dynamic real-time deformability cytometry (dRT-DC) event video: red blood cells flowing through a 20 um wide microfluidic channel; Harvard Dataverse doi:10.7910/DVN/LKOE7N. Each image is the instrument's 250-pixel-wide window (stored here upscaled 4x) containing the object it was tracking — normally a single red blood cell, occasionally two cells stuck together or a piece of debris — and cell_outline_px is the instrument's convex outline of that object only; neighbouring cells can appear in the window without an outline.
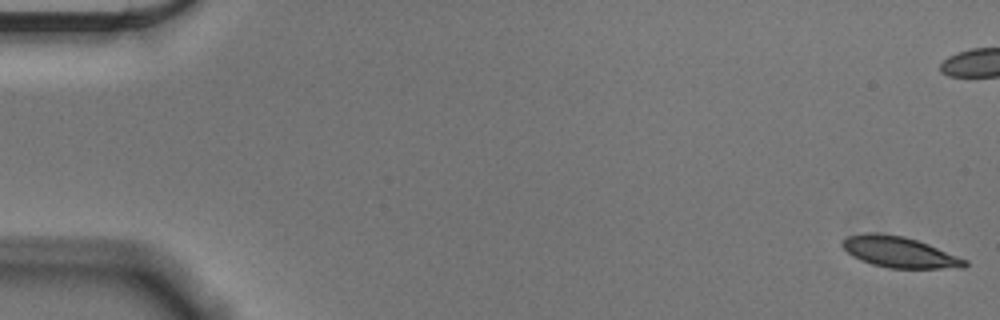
{"species": "Egyptian fruit bat (a non-hibernating species)", "species_latin": "Rousettus aegyptiacus", "temperature_condition": "cold", "stored_images_in_passage": 57, "camera_frame_rate_fps": 3000, "um_per_image_px": 0.085, "animal": {"sex": "male"}, "frame": {"image": 1, "passage_image": 1, "time_ms": 0.0, "image_size_px": [1000, 320], "cell_outline_px": [[968, 264], [964, 268], [888, 268], [872, 264], [860, 260], [852, 256], [840, 244], [848, 236], [864, 232], [876, 232], [904, 236], [928, 244], [968, 260]], "centroid_in_image_um": [76.44, 21.43], "position_along_channel_um": 8.6, "area_um2": 22.08}}
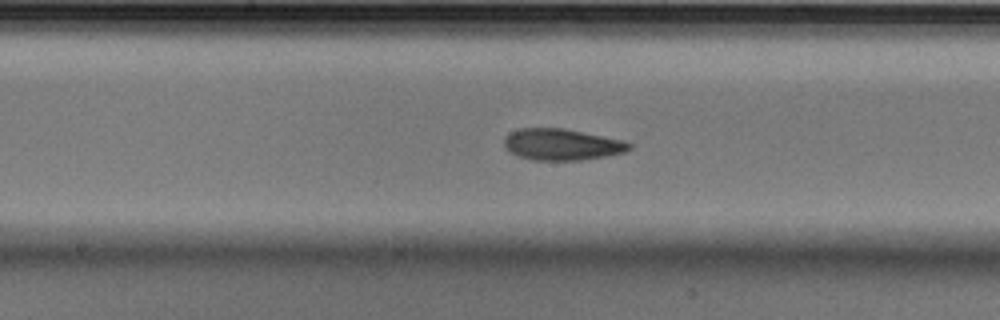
{"frame": {"image": 2, "passage_image": 29, "time_ms": 9.333, "image_size_px": [1000, 320], "cell_outline_px": [[632, 148], [624, 152], [608, 156], [580, 160], [532, 160], [516, 156], [508, 152], [504, 148], [504, 140], [512, 132], [520, 128], [564, 128], [624, 140], [632, 144]], "centroid_in_image_um": [47.76, 12.29], "position_along_channel_um": 200.4, "area_um2": 23.06}}
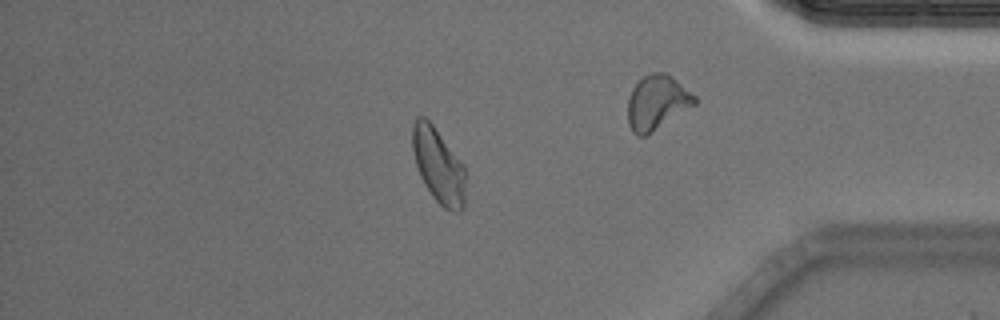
{"frame": {"image": 3, "passage_image": 48, "time_ms": 15.667, "image_size_px": [1000, 320], "cell_outline_px": [[464, 208], [460, 212], [452, 212], [444, 208], [432, 196], [424, 184], [420, 176], [416, 164], [412, 148], [412, 124], [416, 116], [424, 116], [432, 124], [464, 164]], "centroid_in_image_um": [37.25, 14.07], "position_along_channel_um": 397.9, "area_um2": 23.18}, "authors_computed_cell_mechanics": {"area_um2": 22.7732, "velocity_mm_per_s": 3.6017, "shape_relaxation_time_tau1_ms": 3.8513, "shape_relaxation_time_tau2_ms": 2.2001, "deformation_change_tau1": 0.1224, "deformation_change_tau2": 0.0663}}